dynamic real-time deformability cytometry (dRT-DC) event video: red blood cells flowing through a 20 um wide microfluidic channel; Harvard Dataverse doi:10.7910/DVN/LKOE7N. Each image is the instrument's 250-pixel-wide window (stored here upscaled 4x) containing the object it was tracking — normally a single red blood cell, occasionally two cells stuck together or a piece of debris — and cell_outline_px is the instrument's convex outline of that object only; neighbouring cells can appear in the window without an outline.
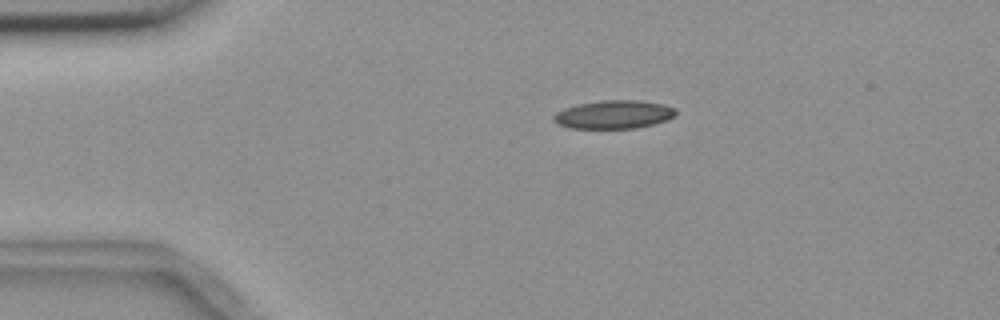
{"species": "common noctule bat (a hibernating species)", "species_latin": "Nyctalus noctula", "temperature_condition": "room temperature", "stored_images_in_passage": 4, "camera_frame_rate_fps": 3000, "um_per_image_px": 0.085, "animal": {"sex": "female", "body_mass_g": 18.4}, "frame": {"image": 1, "passage_image": 4, "time_ms": 4.333, "image_size_px": [1000, 320], "cell_outline_px": [[676, 116], [668, 120], [636, 128], [572, 128], [560, 124], [552, 120], [552, 116], [556, 112], [564, 108], [580, 104], [604, 100], [640, 100], [664, 104], [676, 108]], "centroid_in_image_um": [52.21, 9.73], "position_along_channel_um": 32.8, "area_um2": 20.17}}